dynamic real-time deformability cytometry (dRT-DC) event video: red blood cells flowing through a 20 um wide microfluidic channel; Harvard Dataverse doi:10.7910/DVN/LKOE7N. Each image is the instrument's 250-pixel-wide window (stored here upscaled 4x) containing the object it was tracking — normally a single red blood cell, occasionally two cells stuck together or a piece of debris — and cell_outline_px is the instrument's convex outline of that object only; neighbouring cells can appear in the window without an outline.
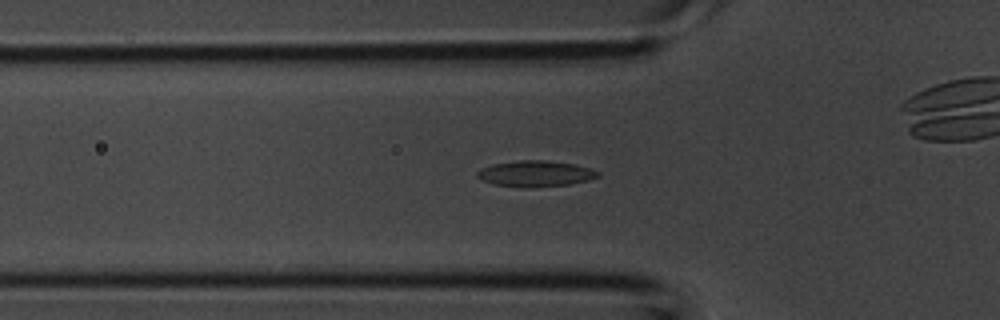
{"species": "common noctule bat (a hibernating species)", "species_latin": "Nyctalus noctula", "temperature_condition": "room temperature", "stored_images_in_passage": 25, "camera_frame_rate_fps": 3000, "um_per_image_px": 0.085, "animal": {"sex": "male", "body_mass_g": 20.1, "forearm_length_mm": 53.5}, "frame": {"image": 1, "passage_image": 6, "time_ms": 1.667, "image_size_px": [1000, 320], "cell_outline_px": [[600, 176], [588, 180], [568, 184], [524, 188], [496, 184], [480, 180], [476, 176], [476, 172], [480, 168], [492, 164], [520, 160], [544, 160], [576, 164], [600, 172]], "centroid_in_image_um": [45.48, 14.75], "position_along_channel_um": 80.3, "area_um2": 18.26}}
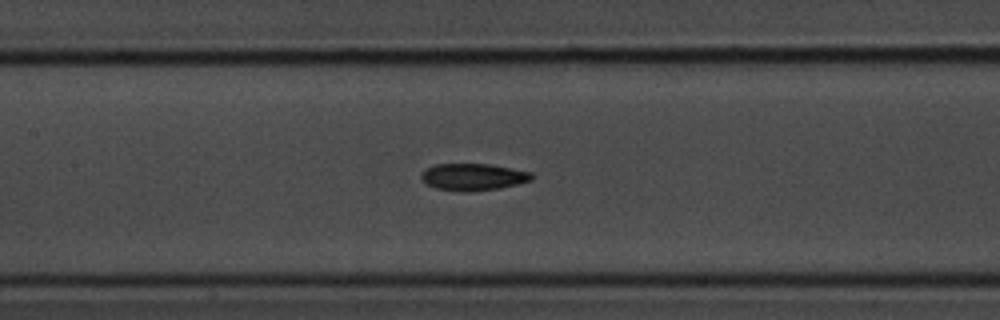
{"frame": {"image": 2, "passage_image": 11, "time_ms": 3.333, "image_size_px": [1000, 320], "cell_outline_px": [[532, 180], [500, 188], [468, 192], [436, 188], [420, 180], [420, 172], [424, 168], [436, 164], [488, 164], [512, 168], [532, 172]], "centroid_in_image_um": [40.17, 15.03], "position_along_channel_um": 167.2, "area_um2": 17.4}}
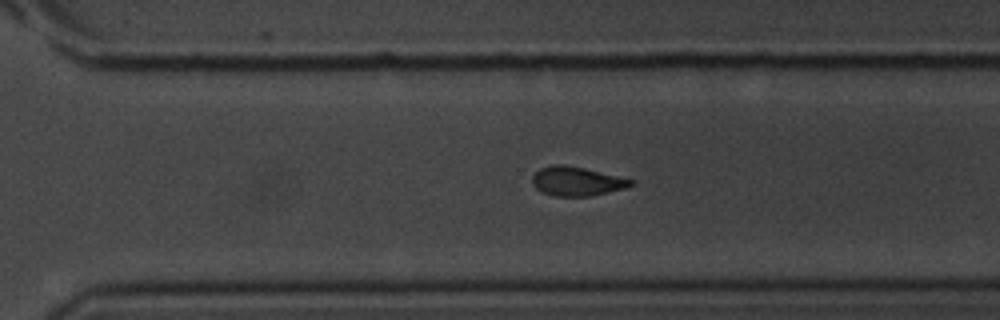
{"frame": {"image": 3, "passage_image": 20, "time_ms": 6.333, "image_size_px": [1000, 320], "cell_outline_px": [[636, 184], [624, 188], [588, 196], [556, 196], [544, 192], [536, 188], [532, 184], [532, 176], [540, 168], [552, 164], [564, 164], [584, 168], [636, 180]], "centroid_in_image_um": [49.03, 15.39], "position_along_channel_um": 321.6, "area_um2": 16.65}}